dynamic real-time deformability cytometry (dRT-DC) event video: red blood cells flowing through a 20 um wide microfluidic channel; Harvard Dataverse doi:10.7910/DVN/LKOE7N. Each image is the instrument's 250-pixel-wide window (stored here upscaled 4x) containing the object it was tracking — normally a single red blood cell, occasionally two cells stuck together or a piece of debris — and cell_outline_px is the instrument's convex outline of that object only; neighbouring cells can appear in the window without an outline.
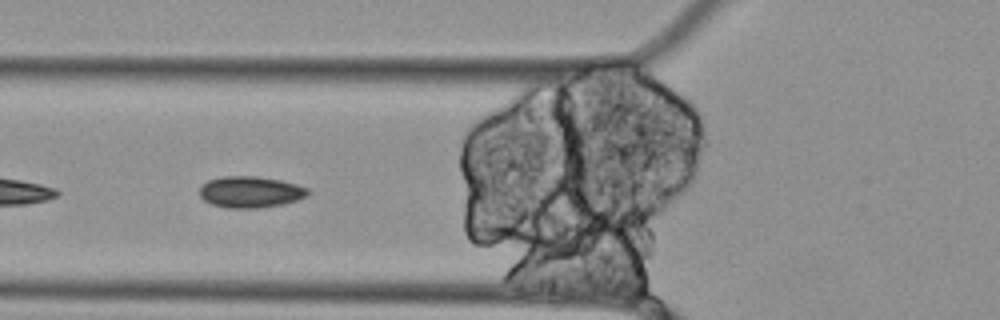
{"species": "Egyptian fruit bat (a non-hibernating species)", "species_latin": "Rousettus aegyptiacus", "temperature_condition": "cold", "stored_images_in_passage": 42, "segment_of_instrument_passage": [1, 2], "camera_frame_rate_fps": 3000, "um_per_image_px": 0.085, "animal": {"sex": "female"}, "frame": {"image": 1, "passage_image": 4, "time_ms": 1.0, "image_size_px": [1000, 320], "cell_outline_px": [[312, 192], [308, 196], [284, 204], [256, 208], [228, 208], [212, 204], [204, 200], [200, 196], [200, 188], [208, 180], [224, 176], [256, 176], [280, 180], [296, 184], [308, 188]], "centroid_in_image_um": [21.32, 16.32], "position_along_channel_um": 104.5, "area_um2": 19.83}}
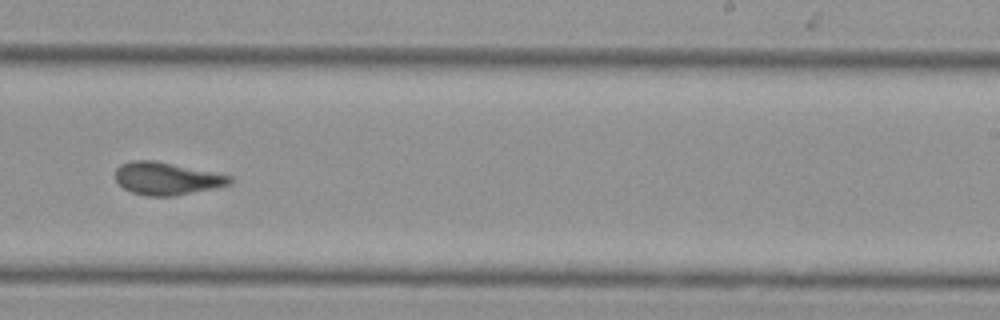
{"frame": {"image": 2, "passage_image": 19, "time_ms": 6.0, "image_size_px": [1000, 320], "cell_outline_px": [[232, 184], [216, 188], [172, 196], [148, 196], [132, 192], [124, 188], [116, 180], [116, 168], [120, 164], [132, 160], [156, 160], [232, 176]], "centroid_in_image_um": [14.18, 15.17], "position_along_channel_um": 274.8, "area_um2": 21.73}}
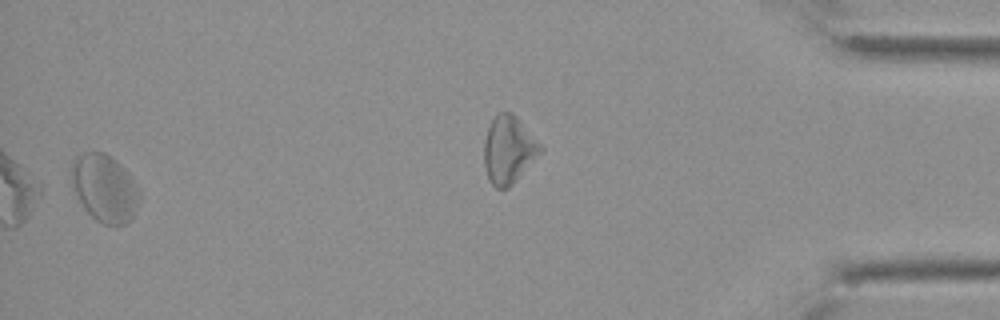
{"frame": {"image": 3, "passage_image": 40, "time_ms": 13.0, "image_size_px": [1000, 320], "cell_outline_px": [[140, 200], [132, 216], [124, 224], [116, 228], [112, 228], [96, 220], [84, 208], [76, 196], [72, 188], [72, 160], [76, 156], [84, 152], [104, 152], [116, 160], [128, 172], [140, 192]], "centroid_in_image_um": [8.88, 16.01], "position_along_channel_um": 426.3, "area_um2": 26.93}}